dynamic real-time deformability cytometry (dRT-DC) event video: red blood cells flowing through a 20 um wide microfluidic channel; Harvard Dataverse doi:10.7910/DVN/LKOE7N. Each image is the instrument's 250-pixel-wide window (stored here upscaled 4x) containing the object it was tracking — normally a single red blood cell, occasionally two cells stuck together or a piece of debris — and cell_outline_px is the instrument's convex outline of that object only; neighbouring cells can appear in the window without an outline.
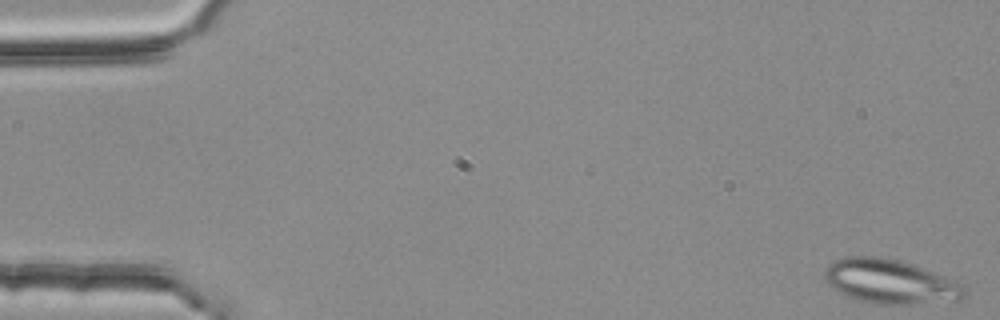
{"species": "common noctule bat (a hibernating species)", "species_latin": "Nyctalus noctula", "temperature_condition": "room temperature", "stored_images_in_passage": 4, "camera_frame_rate_fps": 3000, "um_per_image_px": 0.085, "animal": {"sex": "female", "body_mass_g": 25.1}, "frame": {"image": 1, "passage_image": 1, "time_ms": 0.0, "image_size_px": [1000, 320], "cell_outline_px": [[964, 296], [956, 300], [908, 304], [876, 304], [844, 296], [832, 288], [824, 280], [824, 272], [828, 264], [832, 260], [844, 256], [876, 256], [900, 260], [912, 264], [944, 276], [964, 284]], "centroid_in_image_um": [75.59, 23.92], "position_along_channel_um": 9.4, "area_um2": 36.13}}